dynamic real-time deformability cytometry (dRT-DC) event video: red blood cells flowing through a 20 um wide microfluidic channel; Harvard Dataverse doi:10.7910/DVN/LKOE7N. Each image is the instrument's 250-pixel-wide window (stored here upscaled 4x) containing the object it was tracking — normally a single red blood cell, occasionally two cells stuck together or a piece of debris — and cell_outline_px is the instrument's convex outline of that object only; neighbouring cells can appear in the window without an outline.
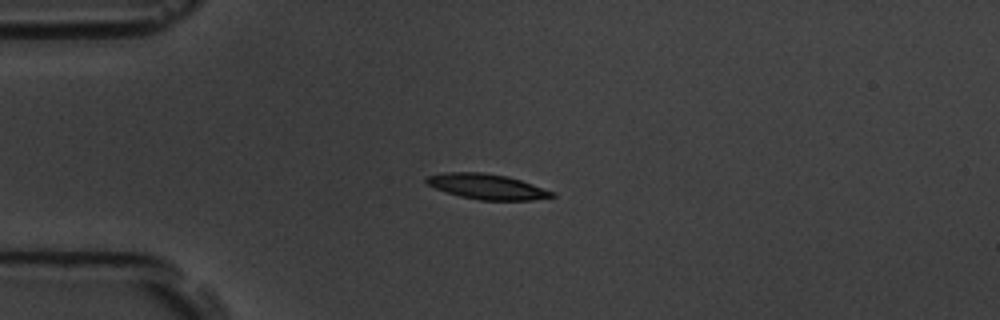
{"species": "common noctule bat (a hibernating species)", "species_latin": "Nyctalus noctula", "temperature_condition": "room temperature", "stored_images_in_passage": 4, "camera_frame_rate_fps": 3000, "um_per_image_px": 0.085, "animal": {"sex": "male", "body_mass_g": 19.5, "forearm_length_mm": 54.6}, "frame": {"image": 1, "passage_image": 4, "time_ms": 3.667, "image_size_px": [1000, 320], "cell_outline_px": [[556, 196], [532, 200], [480, 200], [460, 196], [436, 188], [428, 184], [424, 180], [424, 176], [444, 172], [484, 172], [508, 176], [556, 192]], "centroid_in_image_um": [41.4, 15.85], "position_along_channel_um": 43.6, "area_um2": 18.55}}